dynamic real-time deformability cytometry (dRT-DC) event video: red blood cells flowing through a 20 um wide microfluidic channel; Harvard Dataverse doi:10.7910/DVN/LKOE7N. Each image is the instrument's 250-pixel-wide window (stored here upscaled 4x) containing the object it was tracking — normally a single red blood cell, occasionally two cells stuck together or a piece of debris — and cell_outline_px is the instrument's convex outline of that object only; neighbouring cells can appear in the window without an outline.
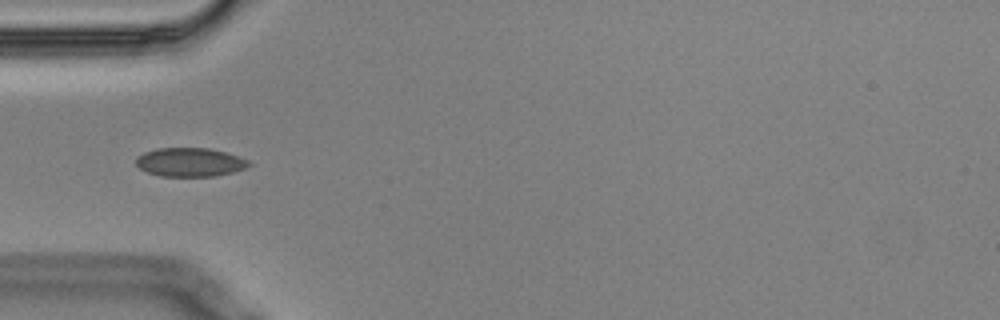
{"species": "Egyptian fruit bat (a non-hibernating species)", "species_latin": "Rousettus aegyptiacus", "temperature_condition": "cold", "stored_images_in_passage": 8, "camera_frame_rate_fps": 3000, "um_per_image_px": 0.085, "animal": {"sex": "male"}, "frame": {"image": 1, "passage_image": 1, "time_ms": 0.0, "image_size_px": [1000, 320], "cell_outline_px": [[252, 164], [244, 168], [232, 172], [216, 176], [160, 176], [148, 172], [140, 168], [136, 164], [136, 156], [144, 152], [156, 148], [208, 148], [224, 152], [248, 160]], "centroid_in_image_um": [16.11, 13.78], "position_along_channel_um": 68.9, "area_um2": 18.79}}
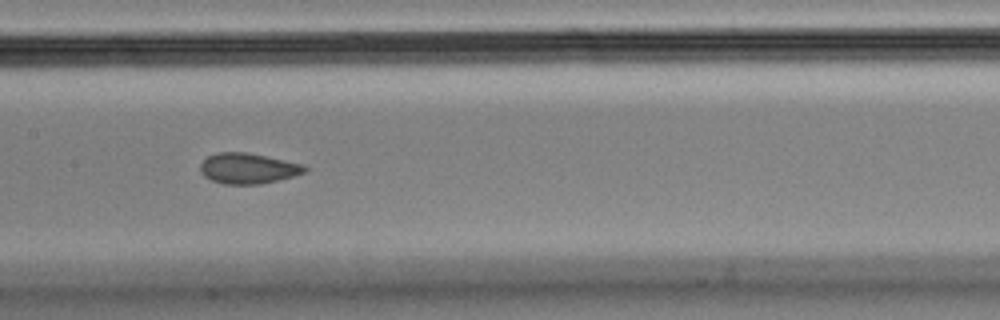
{"frame": {"image": 2, "passage_image": 4, "time_ms": 1.0, "image_size_px": [1000, 320], "cell_outline_px": [[308, 168], [304, 172], [292, 176], [260, 184], [224, 184], [212, 180], [204, 176], [200, 172], [200, 164], [208, 156], [216, 152], [244, 152], [264, 156], [300, 164]], "centroid_in_image_um": [21.01, 14.31], "position_along_channel_um": 186.4, "area_um2": 18.21}}
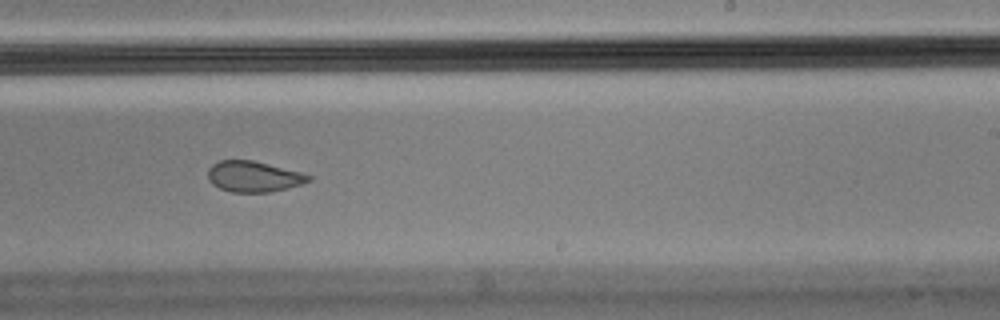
{"frame": {"image": 3, "passage_image": 6, "time_ms": 1.667, "image_size_px": [1000, 320], "cell_outline_px": [[312, 180], [300, 184], [268, 192], [232, 192], [220, 188], [212, 184], [208, 180], [208, 168], [212, 164], [220, 160], [252, 160], [300, 172], [312, 176]], "centroid_in_image_um": [21.51, 15.0], "position_along_channel_um": 267.5, "area_um2": 17.86}}